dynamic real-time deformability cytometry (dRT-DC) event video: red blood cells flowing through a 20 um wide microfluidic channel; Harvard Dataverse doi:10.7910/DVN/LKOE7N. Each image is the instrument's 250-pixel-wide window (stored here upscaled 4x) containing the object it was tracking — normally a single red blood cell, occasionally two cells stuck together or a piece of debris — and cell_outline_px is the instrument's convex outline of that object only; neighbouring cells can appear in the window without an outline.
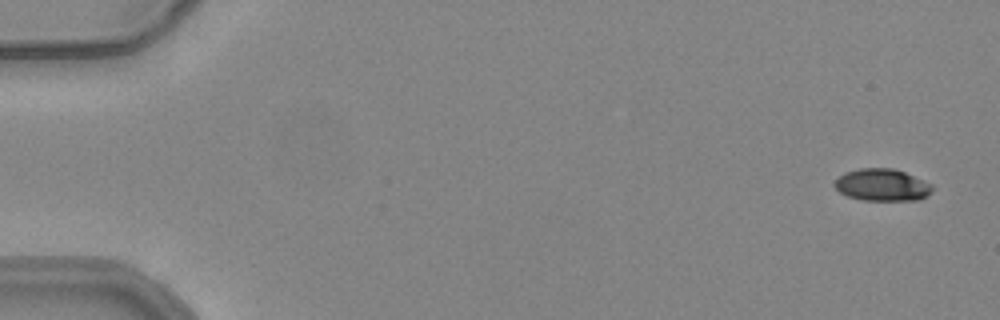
{"species": "common noctule bat (a hibernating species)", "species_latin": "Nyctalus noctula", "temperature_condition": "warm", "stored_images_in_passage": 15, "camera_frame_rate_fps": 3000, "um_per_image_px": 0.085, "animal": {"sex": "female", "body_mass_g": 24.6, "forearm_length_mm": 56.2}, "frame": {"image": 1, "passage_image": 1, "time_ms": 0.0, "image_size_px": [1000, 320], "cell_outline_px": [[932, 192], [920, 200], [860, 200], [848, 196], [840, 192], [832, 184], [844, 172], [860, 168], [892, 168], [904, 172], [932, 184]], "centroid_in_image_um": [74.97, 15.72], "position_along_channel_um": 10.0, "area_um2": 18.26}}
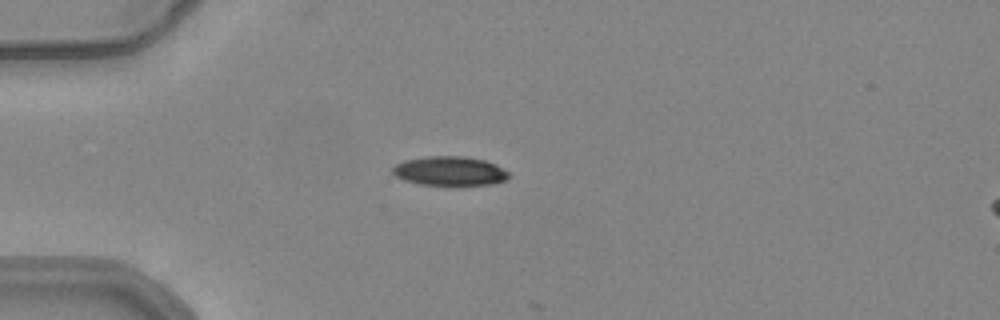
{"frame": {"image": 2, "passage_image": 14, "time_ms": 4.333, "image_size_px": [1000, 320], "cell_outline_px": [[512, 176], [504, 180], [492, 184], [420, 184], [404, 180], [396, 176], [392, 172], [392, 168], [396, 164], [404, 160], [428, 156], [464, 156], [484, 160], [496, 164], [508, 172]], "centroid_in_image_um": [38.23, 14.52], "position_along_channel_um": 46.8, "area_um2": 19.54}}